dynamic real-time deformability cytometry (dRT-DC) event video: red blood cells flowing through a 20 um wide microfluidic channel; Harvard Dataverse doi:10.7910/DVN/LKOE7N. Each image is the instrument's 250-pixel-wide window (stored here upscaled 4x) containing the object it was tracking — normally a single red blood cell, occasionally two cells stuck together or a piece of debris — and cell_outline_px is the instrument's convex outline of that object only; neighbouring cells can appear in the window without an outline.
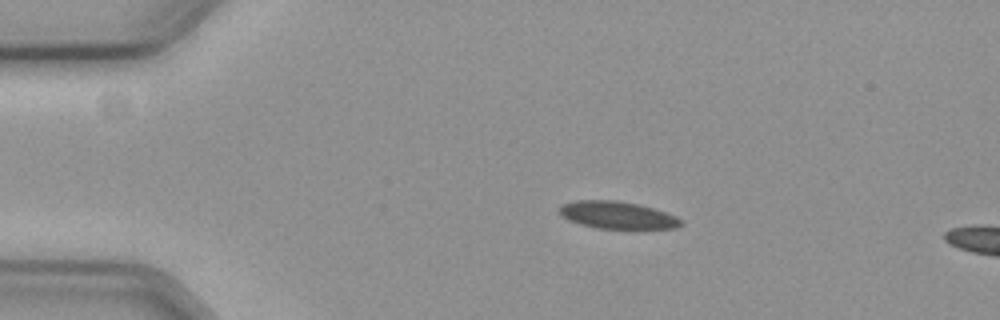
{"species": "common noctule bat (a hibernating species)", "species_latin": "Nyctalus noctula", "temperature_condition": "cold", "stored_images_in_passage": 15, "camera_frame_rate_fps": 3000, "um_per_image_px": 0.085, "animal": {"sex": "female", "body_mass_g": 19.3, "forearm_length_mm": 54.1}, "frame": {"image": 1, "passage_image": 11, "time_ms": 3.333, "image_size_px": [1000, 320], "cell_outline_px": [[684, 224], [676, 228], [596, 228], [580, 224], [568, 220], [560, 212], [560, 204], [576, 200], [616, 200], [640, 204], [676, 216]], "centroid_in_image_um": [52.46, 18.27], "position_along_channel_um": 32.5, "area_um2": 19.19}}